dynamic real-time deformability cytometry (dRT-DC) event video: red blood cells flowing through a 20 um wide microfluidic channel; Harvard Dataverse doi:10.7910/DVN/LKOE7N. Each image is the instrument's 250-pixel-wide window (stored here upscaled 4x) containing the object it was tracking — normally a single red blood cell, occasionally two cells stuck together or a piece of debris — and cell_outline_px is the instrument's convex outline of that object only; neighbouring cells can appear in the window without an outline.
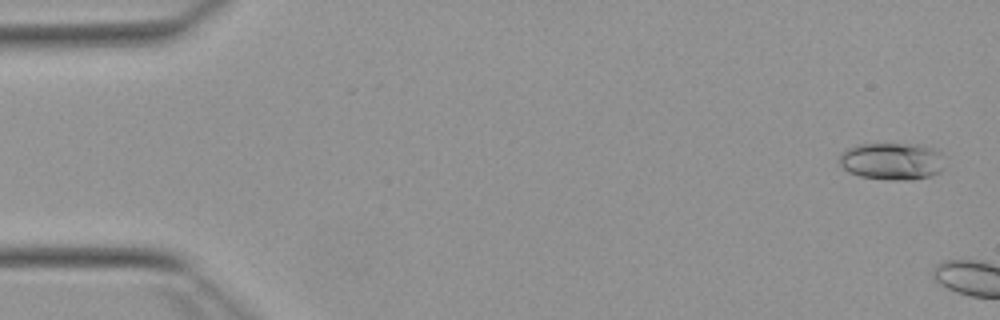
{"species": "Egyptian fruit bat (a non-hibernating species)", "species_latin": "Rousettus aegyptiacus", "temperature_condition": "warm", "stored_images_in_passage": 6, "camera_frame_rate_fps": 3000, "um_per_image_px": 0.085, "animal": {"sex": "female"}, "frame": {"image": 1, "passage_image": 2, "time_ms": 0.333, "image_size_px": [1000, 320], "cell_outline_px": [[944, 168], [940, 172], [932, 176], [912, 180], [888, 180], [860, 176], [848, 172], [836, 160], [840, 152], [844, 148], [856, 144], [916, 144], [936, 148], [944, 152]], "centroid_in_image_um": [75.83, 13.69], "position_along_channel_um": 9.2, "area_um2": 23.7}}